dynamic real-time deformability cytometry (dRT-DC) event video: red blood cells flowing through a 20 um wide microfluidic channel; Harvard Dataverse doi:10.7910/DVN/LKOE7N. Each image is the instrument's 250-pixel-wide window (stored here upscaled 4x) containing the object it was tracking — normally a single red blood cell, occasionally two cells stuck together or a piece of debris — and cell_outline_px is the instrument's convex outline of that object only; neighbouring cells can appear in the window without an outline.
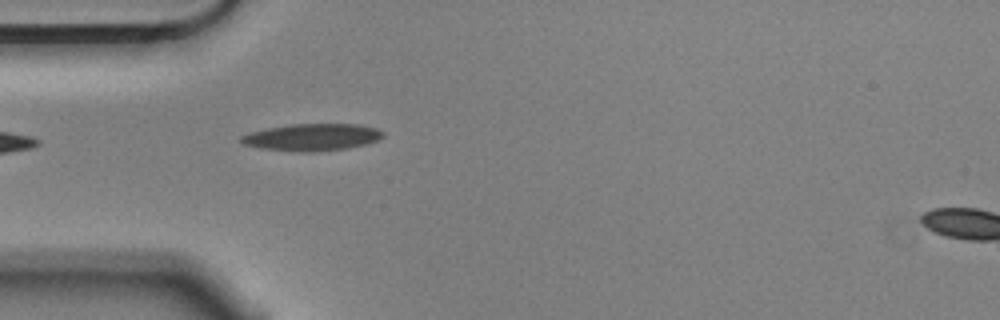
{"species": "Egyptian fruit bat (a non-hibernating species)", "species_latin": "Rousettus aegyptiacus", "temperature_condition": "cold", "stored_images_in_passage": 8, "camera_frame_rate_fps": 3000, "um_per_image_px": 0.085, "animal": {"sex": "male"}, "frame": {"image": 1, "passage_image": 1, "time_ms": 0.0, "image_size_px": [1000, 320], "cell_outline_px": [[384, 136], [368, 144], [348, 148], [260, 148], [244, 144], [240, 140], [240, 136], [264, 128], [288, 124], [360, 124], [376, 128], [384, 132]], "centroid_in_image_um": [26.58, 11.58], "position_along_channel_um": 58.4, "area_um2": 21.04}}
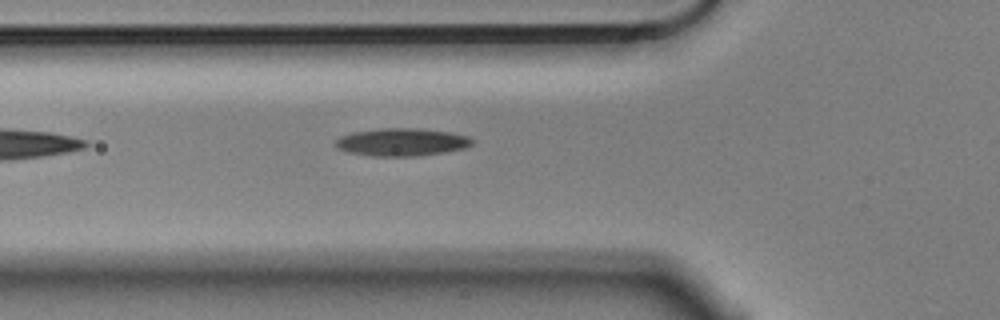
{"frame": {"image": 2, "passage_image": 4, "time_ms": 1.0, "image_size_px": [1000, 320], "cell_outline_px": [[472, 144], [464, 148], [444, 152], [416, 156], [372, 156], [348, 152], [336, 148], [332, 144], [340, 136], [352, 132], [380, 128], [416, 128], [448, 132], [468, 136], [472, 140]], "centroid_in_image_um": [34.08, 12.08], "position_along_channel_um": 91.7, "area_um2": 22.08}}
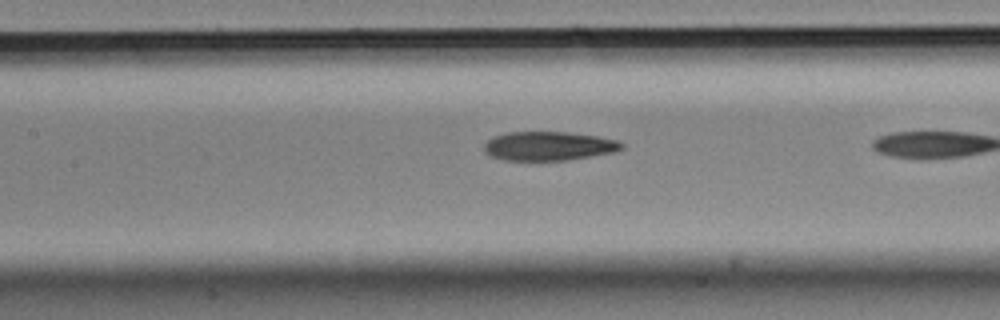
{"frame": {"image": 3, "passage_image": 7, "time_ms": 2.0, "image_size_px": [1000, 320], "cell_outline_px": [[624, 148], [616, 152], [564, 160], [504, 160], [492, 156], [484, 152], [484, 144], [492, 136], [508, 132], [568, 132], [596, 136], [616, 140], [624, 144]], "centroid_in_image_um": [46.63, 12.41], "position_along_channel_um": 160.8, "area_um2": 23.18}}